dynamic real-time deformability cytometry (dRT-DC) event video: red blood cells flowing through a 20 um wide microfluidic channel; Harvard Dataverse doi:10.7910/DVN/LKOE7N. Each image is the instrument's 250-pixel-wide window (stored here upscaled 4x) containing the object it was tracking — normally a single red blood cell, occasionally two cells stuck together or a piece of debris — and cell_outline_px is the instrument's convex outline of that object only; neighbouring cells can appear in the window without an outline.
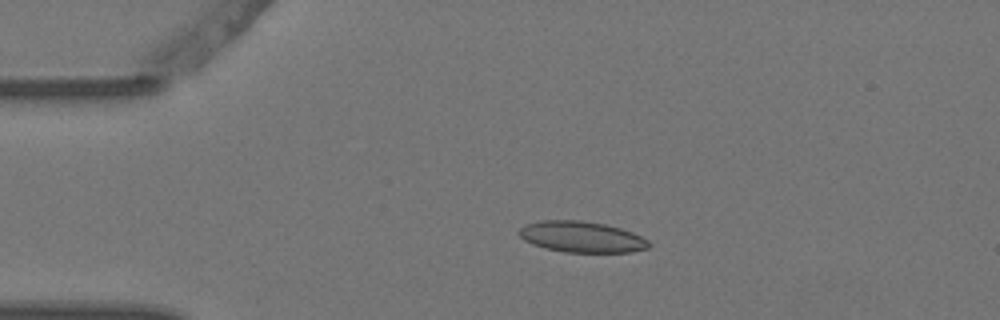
{"species": "Egyptian fruit bat (a non-hibernating species)", "species_latin": "Rousettus aegyptiacus", "temperature_condition": "warm", "stored_images_in_passage": 5, "segment_of_instrument_passage": [1, 2], "camera_frame_rate_fps": 3000, "um_per_image_px": 0.085, "animal": {"sex": "female"}, "frame": {"image": 1, "passage_image": 3, "time_ms": 0.667, "image_size_px": [1000, 320], "cell_outline_px": [[652, 244], [648, 248], [628, 252], [564, 252], [544, 248], [532, 244], [524, 240], [516, 232], [520, 228], [528, 224], [540, 220], [580, 220], [604, 224], [620, 228], [632, 232], [648, 240]], "centroid_in_image_um": [49.42, 20.13], "position_along_channel_um": 35.6, "area_um2": 23.47}}